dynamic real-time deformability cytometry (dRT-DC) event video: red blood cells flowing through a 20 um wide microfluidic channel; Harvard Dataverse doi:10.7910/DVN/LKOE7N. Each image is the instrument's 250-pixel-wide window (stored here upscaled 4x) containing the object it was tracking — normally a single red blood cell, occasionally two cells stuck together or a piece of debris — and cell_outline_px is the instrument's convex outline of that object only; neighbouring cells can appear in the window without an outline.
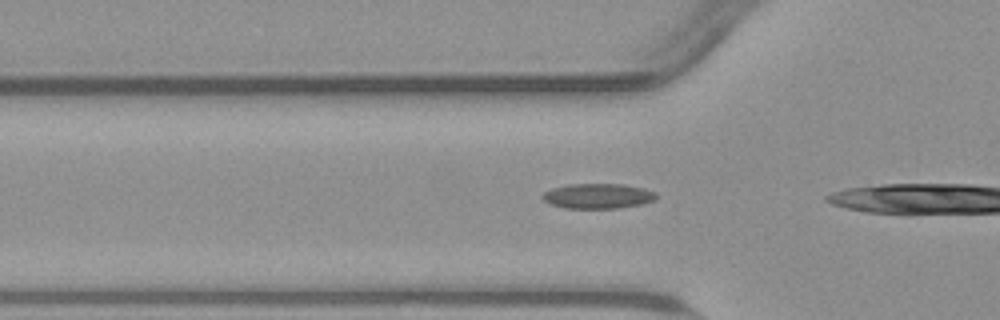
{"species": "common noctule bat (a hibernating species)", "species_latin": "Nyctalus noctula", "temperature_condition": "warm", "stored_images_in_passage": 12, "camera_frame_rate_fps": 3000, "um_per_image_px": 0.085, "animal": {"sex": "male", "body_mass_g": 23.1, "forearm_length_mm": 52.7}, "frame": {"image": 1, "passage_image": 4, "time_ms": 1.0, "image_size_px": [1000, 320], "cell_outline_px": [[656, 196], [652, 200], [640, 204], [620, 208], [564, 208], [552, 204], [544, 200], [540, 196], [544, 192], [552, 188], [572, 184], [624, 184], [644, 188], [656, 192]], "centroid_in_image_um": [50.81, 16.66], "position_along_channel_um": 75.0, "area_um2": 16.47}}
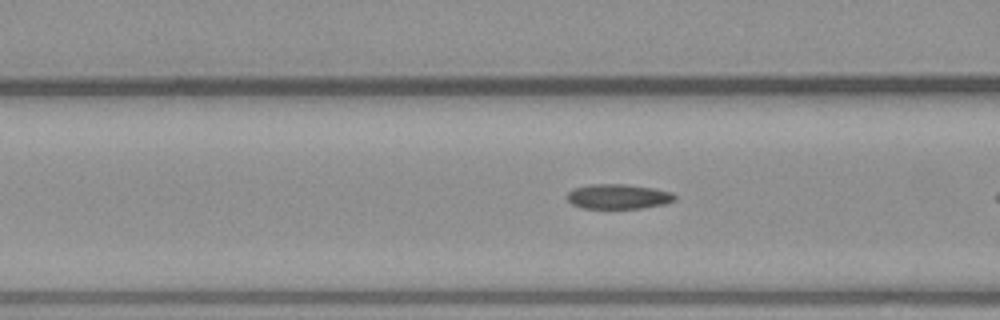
{"frame": {"image": 2, "passage_image": 7, "time_ms": 2.0, "image_size_px": [1000, 320], "cell_outline_px": [[676, 200], [664, 204], [640, 208], [580, 208], [572, 204], [568, 200], [568, 192], [572, 188], [592, 184], [624, 184], [652, 188], [672, 192], [676, 196]], "centroid_in_image_um": [52.54, 16.7], "position_along_channel_um": 114.1, "area_um2": 15.55}}